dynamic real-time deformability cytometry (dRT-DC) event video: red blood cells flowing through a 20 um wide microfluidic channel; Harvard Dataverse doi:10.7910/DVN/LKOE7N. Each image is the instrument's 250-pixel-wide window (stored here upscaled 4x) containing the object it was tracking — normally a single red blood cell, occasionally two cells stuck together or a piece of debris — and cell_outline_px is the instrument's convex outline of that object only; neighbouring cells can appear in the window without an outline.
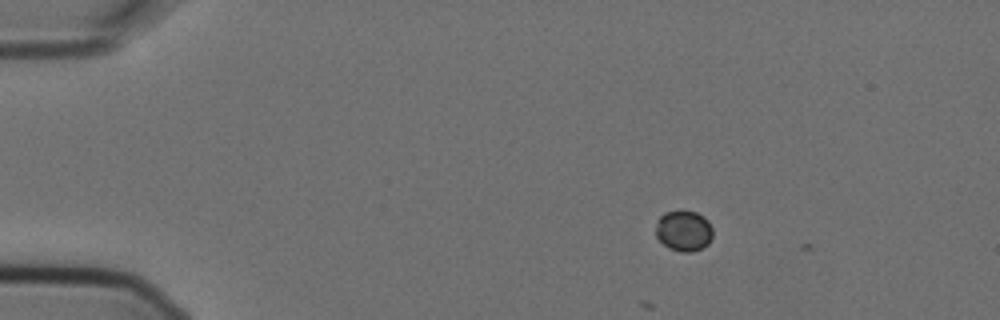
{"species": "Egyptian fruit bat (a non-hibernating species)", "species_latin": "Rousettus aegyptiacus", "temperature_condition": "cold", "stored_images_in_passage": 9, "camera_frame_rate_fps": 3000, "um_per_image_px": 0.085, "animal": {"sex": "female"}, "frame": {"image": 1, "passage_image": 2, "time_ms": 0.333, "image_size_px": [1000, 320], "cell_outline_px": [[712, 236], [708, 244], [692, 252], [680, 252], [668, 248], [656, 236], [656, 224], [660, 216], [664, 212], [696, 212], [704, 216], [708, 220], [712, 228]], "centroid_in_image_um": [58.12, 19.63], "position_along_channel_um": 26.9, "area_um2": 13.41}}
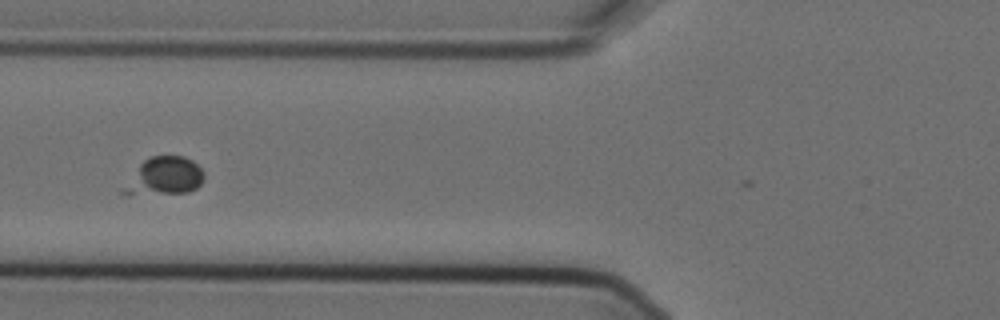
{"frame": {"image": 2, "passage_image": 5, "time_ms": 1.333, "image_size_px": [1000, 320], "cell_outline_px": [[204, 180], [196, 188], [188, 192], [128, 196], [120, 192], [120, 188], [140, 164], [144, 160], [152, 156], [184, 156], [192, 160], [204, 172]], "centroid_in_image_um": [13.91, 15.01], "position_along_channel_um": 111.9, "area_um2": 18.09}}
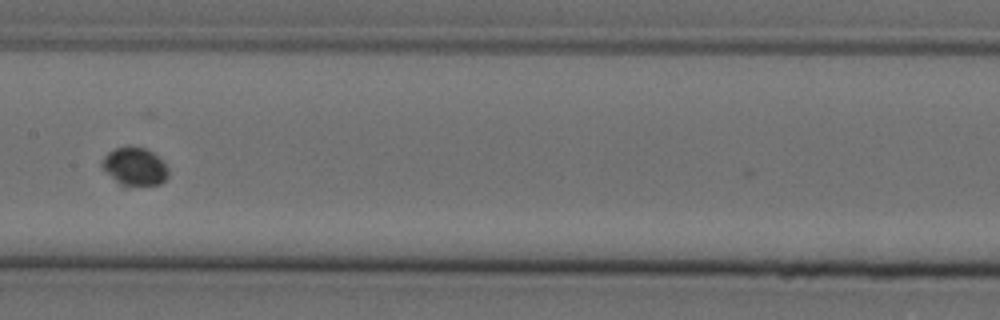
{"frame": {"image": 3, "passage_image": 7, "time_ms": 2.0, "image_size_px": [1000, 320], "cell_outline_px": [[168, 176], [160, 184], [128, 188], [120, 184], [100, 164], [104, 156], [108, 152], [116, 148], [144, 148], [152, 152], [168, 168]], "centroid_in_image_um": [11.46, 14.21], "position_along_channel_um": 195.9, "area_um2": 14.45}}